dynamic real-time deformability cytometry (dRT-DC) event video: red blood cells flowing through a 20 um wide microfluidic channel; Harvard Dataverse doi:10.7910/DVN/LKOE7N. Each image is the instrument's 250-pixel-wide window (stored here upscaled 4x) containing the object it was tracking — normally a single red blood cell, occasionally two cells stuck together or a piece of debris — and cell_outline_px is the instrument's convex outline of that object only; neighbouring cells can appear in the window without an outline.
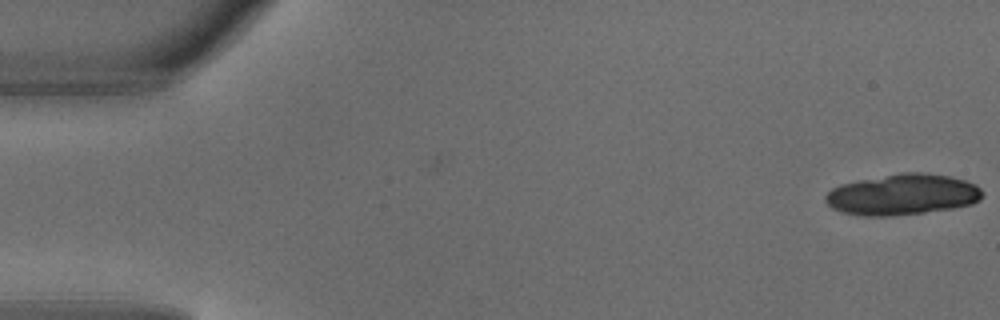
{"species": "common noctule bat (a hibernating species)", "species_latin": "Nyctalus noctula", "temperature_condition": "warm", "stored_images_in_passage": 5, "camera_frame_rate_fps": 3000, "um_per_image_px": 0.085, "animal": {"sex": "male", "body_mass_g": 18.8}, "frame": {"image": 1, "passage_image": 1, "time_ms": 0.0, "image_size_px": [1000, 320], "cell_outline_px": [[984, 192], [980, 200], [972, 204], [952, 208], [924, 212], [892, 216], [856, 216], [832, 208], [824, 200], [824, 196], [832, 188], [840, 184], [860, 180], [904, 172], [924, 172], [948, 176], [964, 180], [976, 184]], "centroid_in_image_um": [76.71, 16.54], "position_along_channel_um": 8.3, "area_um2": 37.45}}